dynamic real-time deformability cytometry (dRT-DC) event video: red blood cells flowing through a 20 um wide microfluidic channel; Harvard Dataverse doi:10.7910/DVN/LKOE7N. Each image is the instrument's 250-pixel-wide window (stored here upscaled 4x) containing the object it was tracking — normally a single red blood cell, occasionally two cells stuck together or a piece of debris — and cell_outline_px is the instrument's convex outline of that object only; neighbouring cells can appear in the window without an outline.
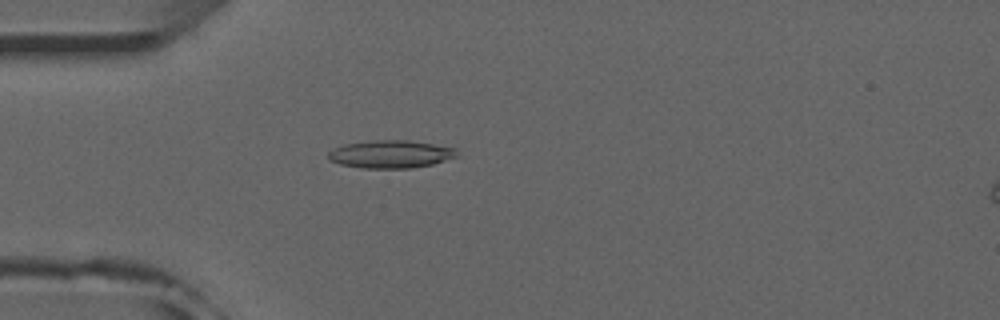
{"species": "common noctule bat (a hibernating species)", "species_latin": "Nyctalus noctula", "temperature_condition": "room temperature", "stored_images_in_passage": 37, "camera_frame_rate_fps": 3000, "um_per_image_px": 0.085, "animal": {"sex": "male", "forearm_length_mm": 52.5}, "frame": {"image": 1, "passage_image": 5, "time_ms": 1.333, "image_size_px": [1000, 320], "cell_outline_px": [[460, 156], [432, 164], [412, 168], [360, 168], [340, 164], [328, 160], [328, 152], [332, 148], [344, 144], [372, 140], [408, 140], [456, 148]], "centroid_in_image_um": [33.19, 13.1], "position_along_channel_um": 51.8, "area_um2": 21.04}}
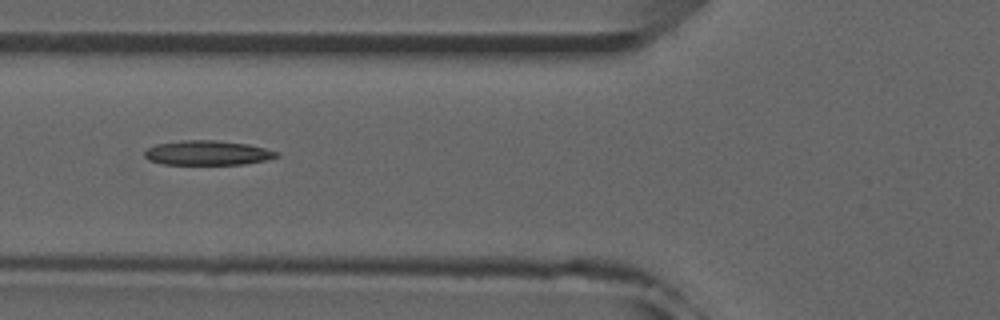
{"frame": {"image": 2, "passage_image": 10, "time_ms": 3.0, "image_size_px": [1000, 320], "cell_outline_px": [[280, 156], [264, 160], [244, 164], [164, 164], [148, 160], [144, 156], [144, 152], [148, 148], [156, 144], [180, 140], [216, 140], [248, 144], [280, 152]], "centroid_in_image_um": [17.63, 12.99], "position_along_channel_um": 108.2, "area_um2": 18.9}}
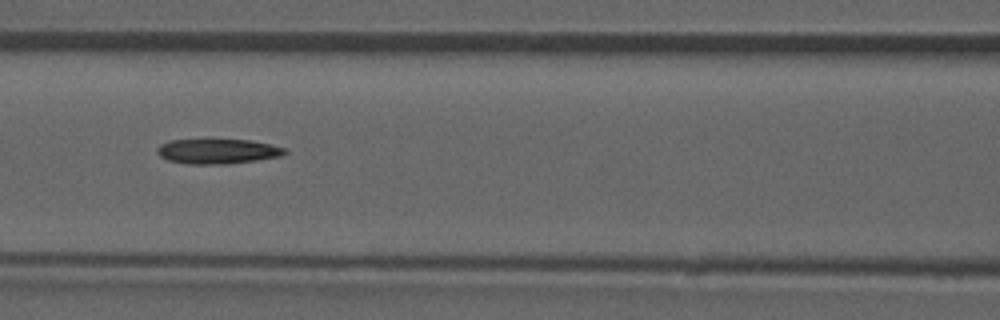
{"frame": {"image": 3, "passage_image": 13, "time_ms": 4.0, "image_size_px": [1000, 320], "cell_outline_px": [[288, 152], [280, 156], [256, 160], [228, 164], [188, 164], [168, 160], [160, 156], [156, 152], [156, 148], [160, 144], [172, 140], [248, 140], [268, 144], [284, 148]], "centroid_in_image_um": [18.45, 12.87], "position_along_channel_um": 148.1, "area_um2": 18.32}}